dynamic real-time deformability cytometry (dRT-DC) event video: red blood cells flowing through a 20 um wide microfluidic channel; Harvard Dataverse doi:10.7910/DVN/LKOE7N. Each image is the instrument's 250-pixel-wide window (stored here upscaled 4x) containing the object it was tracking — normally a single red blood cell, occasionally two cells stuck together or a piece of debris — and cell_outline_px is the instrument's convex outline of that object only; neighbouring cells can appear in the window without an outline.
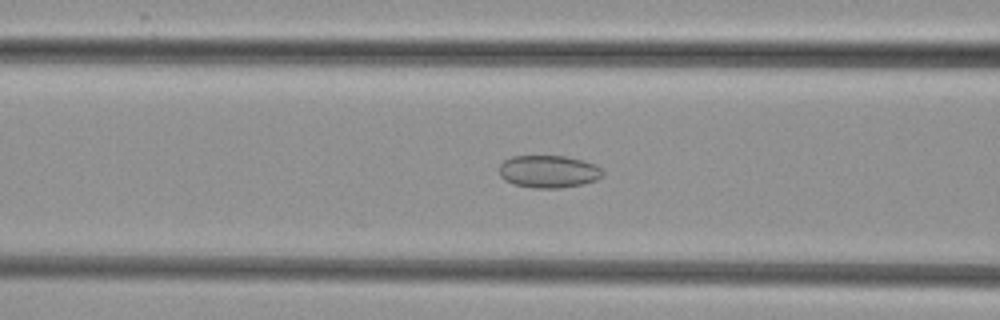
{"species": "common noctule bat (a hibernating species)", "species_latin": "Nyctalus noctula", "temperature_condition": "cold", "stored_images_in_passage": 49, "camera_frame_rate_fps": 3000, "um_per_image_px": 0.085, "animal": {"sex": "female", "body_mass_g": 29.2, "forearm_length_mm": 56.3}, "frame": {"image": 1, "passage_image": 18, "time_ms": 5.667, "image_size_px": [1000, 320], "cell_outline_px": [[604, 176], [596, 180], [580, 184], [560, 188], [532, 188], [512, 184], [504, 180], [500, 176], [500, 164], [504, 160], [512, 156], [564, 156], [584, 160], [596, 164], [604, 172]], "centroid_in_image_um": [46.63, 14.58], "position_along_channel_um": 120.0, "area_um2": 19.77}}
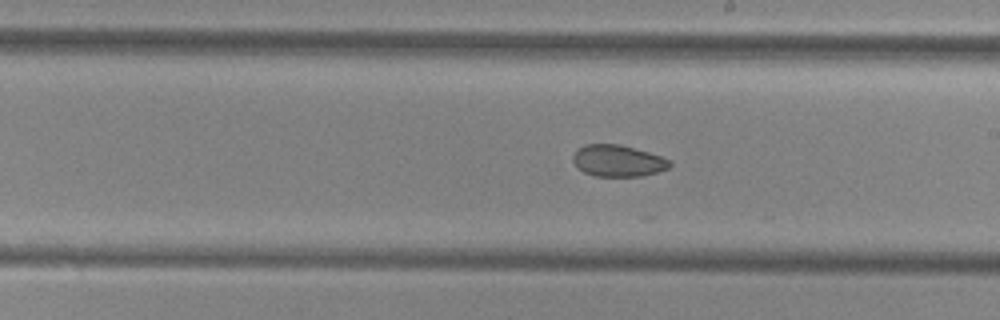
{"frame": {"image": 2, "passage_image": 27, "time_ms": 8.667, "image_size_px": [1000, 320], "cell_outline_px": [[672, 164], [668, 168], [644, 176], [592, 176], [584, 172], [572, 160], [572, 156], [584, 144], [620, 144], [648, 152], [672, 160]], "centroid_in_image_um": [52.54, 13.67], "position_along_channel_um": 236.5, "area_um2": 17.74}}
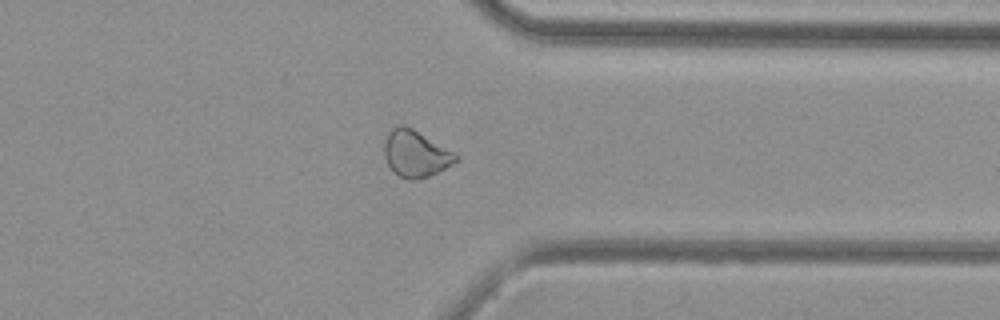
{"frame": {"image": 3, "passage_image": 38, "time_ms": 12.333, "image_size_px": [1000, 320], "cell_outline_px": [[460, 156], [452, 164], [428, 176], [416, 180], [408, 180], [392, 172], [384, 156], [384, 144], [388, 132], [396, 124], [404, 124], [412, 128]], "centroid_in_image_um": [35.28, 13.06], "position_along_channel_um": 376.1, "area_um2": 19.31}}